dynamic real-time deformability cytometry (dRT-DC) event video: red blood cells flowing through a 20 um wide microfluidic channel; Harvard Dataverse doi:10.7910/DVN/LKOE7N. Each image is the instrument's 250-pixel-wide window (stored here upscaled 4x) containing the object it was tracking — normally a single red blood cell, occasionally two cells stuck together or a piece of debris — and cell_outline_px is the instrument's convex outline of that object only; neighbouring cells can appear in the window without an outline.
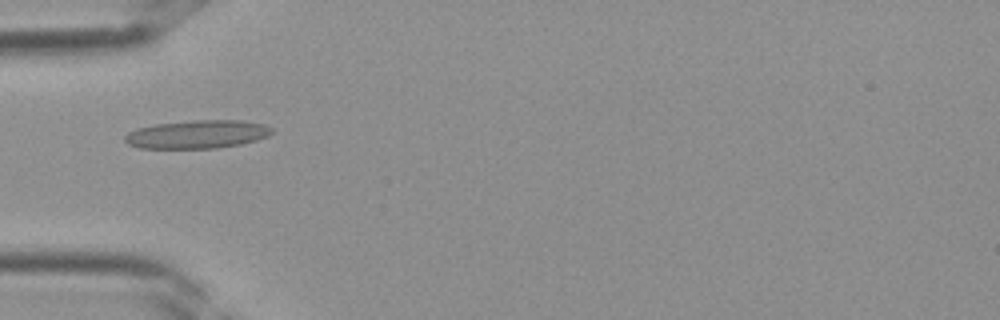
{"species": "Egyptian fruit bat (a non-hibernating species)", "species_latin": "Rousettus aegyptiacus", "temperature_condition": "room temperature", "stored_images_in_passage": 37, "camera_frame_rate_fps": 3000, "um_per_image_px": 0.085, "frame": {"image": 1, "passage_image": 12, "time_ms": 3.667, "image_size_px": [1000, 320], "cell_outline_px": [[272, 132], [268, 136], [256, 140], [240, 144], [216, 148], [140, 148], [128, 144], [124, 140], [124, 136], [128, 132], [140, 128], [156, 124], [196, 120], [244, 120], [264, 124], [272, 128]], "centroid_in_image_um": [16.78, 11.41], "position_along_channel_um": 68.2, "area_um2": 24.1}}
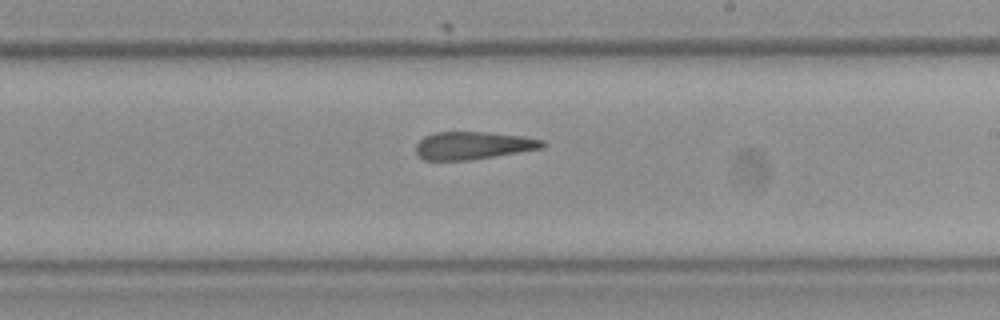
{"frame": {"image": 2, "passage_image": 22, "time_ms": 7.0, "image_size_px": [1000, 320], "cell_outline_px": [[548, 144], [544, 148], [472, 160], [424, 160], [416, 152], [416, 144], [424, 136], [436, 132], [488, 132], [524, 136], [544, 140]], "centroid_in_image_um": [40.26, 12.36], "position_along_channel_um": 248.7, "area_um2": 20.63}}
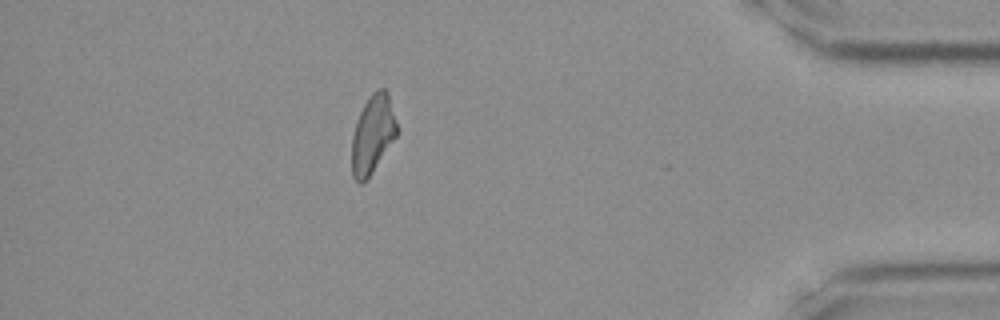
{"frame": {"image": 3, "passage_image": 33, "time_ms": 10.667, "image_size_px": [1000, 320], "cell_outline_px": [[400, 132], [372, 172], [360, 184], [352, 176], [352, 136], [356, 120], [364, 104], [372, 92], [380, 88], [384, 88], [388, 92]], "centroid_in_image_um": [31.7, 11.38], "position_along_channel_um": 403.5, "area_um2": 20.69}}